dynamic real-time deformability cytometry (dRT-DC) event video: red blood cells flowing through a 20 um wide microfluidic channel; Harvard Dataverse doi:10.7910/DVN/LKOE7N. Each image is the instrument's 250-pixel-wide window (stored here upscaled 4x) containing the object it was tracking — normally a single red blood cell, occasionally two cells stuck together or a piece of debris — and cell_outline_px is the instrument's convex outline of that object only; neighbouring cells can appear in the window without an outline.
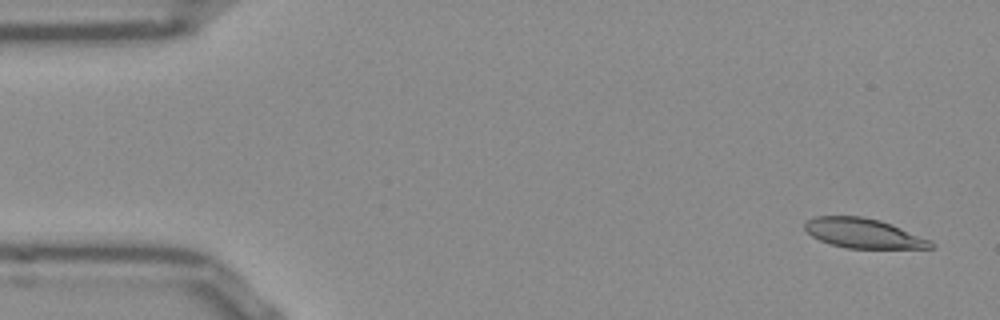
{"species": "Egyptian fruit bat (a non-hibernating species)", "species_latin": "Rousettus aegyptiacus", "temperature_condition": "room temperature", "stored_images_in_passage": 12, "camera_frame_rate_fps": 3000, "um_per_image_px": 0.085, "frame": {"image": 1, "passage_image": 3, "time_ms": 0.667, "image_size_px": [1000, 320], "cell_outline_px": [[936, 248], [844, 248], [820, 240], [812, 236], [804, 228], [804, 224], [808, 220], [816, 216], [860, 216], [880, 220], [892, 224], [932, 240], [936, 244]], "centroid_in_image_um": [73.44, 19.83], "position_along_channel_um": 11.6, "area_um2": 21.85}}